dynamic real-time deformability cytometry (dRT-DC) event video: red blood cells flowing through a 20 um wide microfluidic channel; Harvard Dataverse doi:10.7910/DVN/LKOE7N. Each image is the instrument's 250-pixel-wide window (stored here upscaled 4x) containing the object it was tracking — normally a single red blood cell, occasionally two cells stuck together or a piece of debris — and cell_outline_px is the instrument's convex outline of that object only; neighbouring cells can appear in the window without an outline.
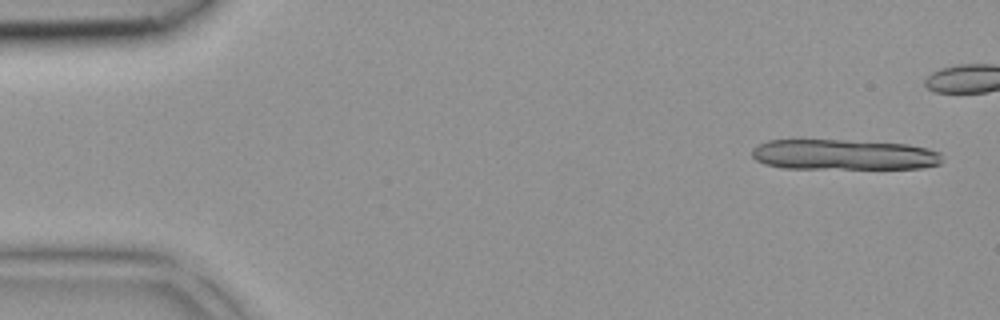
{"species": "common noctule bat (a hibernating species)", "species_latin": "Nyctalus noctula", "temperature_condition": "room temperature", "stored_images_in_passage": 9, "camera_frame_rate_fps": 3000, "um_per_image_px": 0.085, "animal": {"sex": "female", "body_mass_g": 18.4}, "frame": {"image": 1, "passage_image": 2, "time_ms": 0.333, "image_size_px": [1000, 320], "cell_outline_px": [[940, 164], [924, 168], [780, 168], [764, 164], [756, 160], [752, 156], [752, 148], [768, 140], [844, 140], [908, 144], [928, 148], [940, 152]], "centroid_in_image_um": [71.7, 13.15], "position_along_channel_um": 13.3, "area_um2": 33.81}}